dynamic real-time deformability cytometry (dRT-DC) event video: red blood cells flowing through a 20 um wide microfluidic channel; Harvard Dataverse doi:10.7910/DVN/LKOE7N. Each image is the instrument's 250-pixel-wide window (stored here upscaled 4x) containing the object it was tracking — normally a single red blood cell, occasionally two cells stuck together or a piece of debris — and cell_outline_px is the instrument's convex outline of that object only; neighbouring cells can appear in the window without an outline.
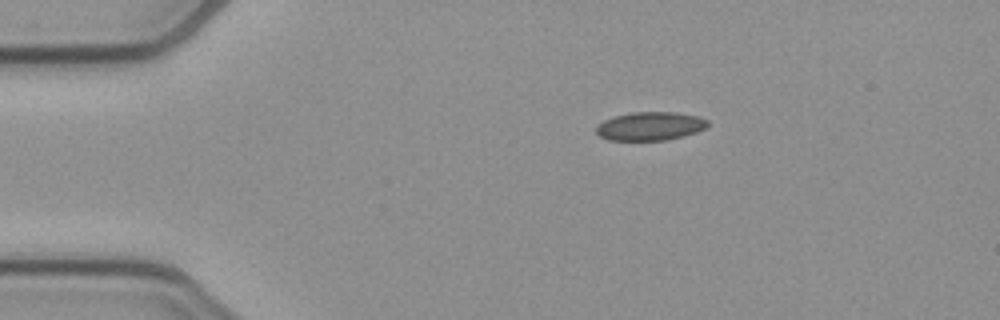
{"species": "common noctule bat (a hibernating species)", "species_latin": "Nyctalus noctula", "temperature_condition": "cold", "stored_images_in_passage": 44, "camera_frame_rate_fps": 3000, "um_per_image_px": 0.085, "animal": {"sex": "female", "body_mass_g": 21.9}, "frame": {"image": 1, "passage_image": 1, "time_ms": 0.0, "image_size_px": [1000, 320], "cell_outline_px": [[708, 124], [704, 128], [696, 132], [684, 136], [668, 140], [608, 140], [600, 136], [596, 132], [596, 124], [604, 120], [616, 116], [632, 112], [676, 112], [700, 116], [708, 120]], "centroid_in_image_um": [55.27, 10.72], "position_along_channel_um": 29.7, "area_um2": 18.61}}
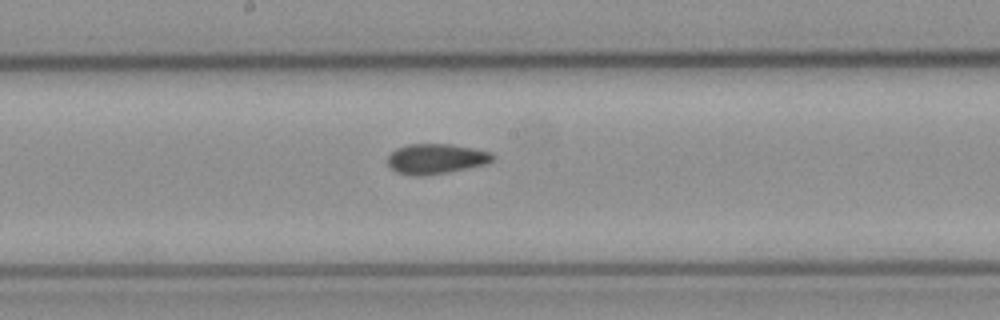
{"frame": {"image": 2, "passage_image": 19, "time_ms": 6.0, "image_size_px": [1000, 320], "cell_outline_px": [[496, 156], [488, 164], [448, 172], [420, 176], [412, 176], [396, 172], [388, 164], [388, 156], [396, 148], [408, 144], [452, 144], [492, 152]], "centroid_in_image_um": [37.08, 13.5], "position_along_channel_um": 211.1, "area_um2": 18.55}}
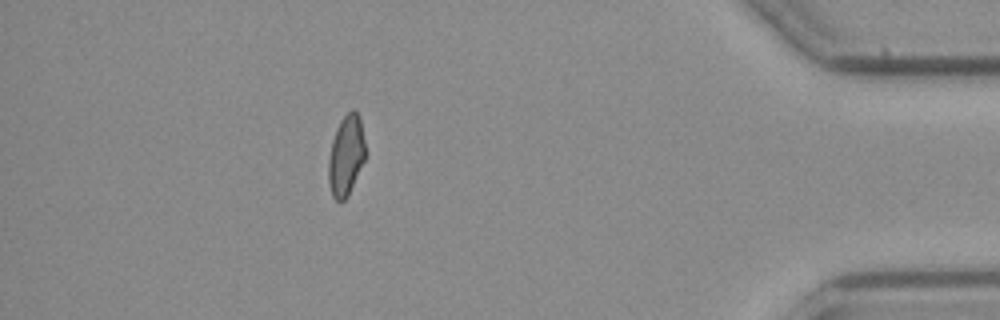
{"frame": {"image": 3, "passage_image": 38, "time_ms": 12.333, "image_size_px": [1000, 320], "cell_outline_px": [[364, 160], [348, 196], [340, 204], [332, 196], [328, 180], [328, 160], [332, 140], [336, 128], [340, 120], [352, 108], [360, 116], [364, 140]], "centroid_in_image_um": [29.39, 13.23], "position_along_channel_um": 405.8, "area_um2": 17.28}, "authors_computed_cell_mechanics": {"area_um2": 18.1781, "velocity_mm_per_s": 3.8739, "shape_relaxation_time_tau1_ms": null, "shape_relaxation_time_tau2_ms": 3.2624, "deformation_change_tau1": null, "deformation_change_tau2": 0.0775}}